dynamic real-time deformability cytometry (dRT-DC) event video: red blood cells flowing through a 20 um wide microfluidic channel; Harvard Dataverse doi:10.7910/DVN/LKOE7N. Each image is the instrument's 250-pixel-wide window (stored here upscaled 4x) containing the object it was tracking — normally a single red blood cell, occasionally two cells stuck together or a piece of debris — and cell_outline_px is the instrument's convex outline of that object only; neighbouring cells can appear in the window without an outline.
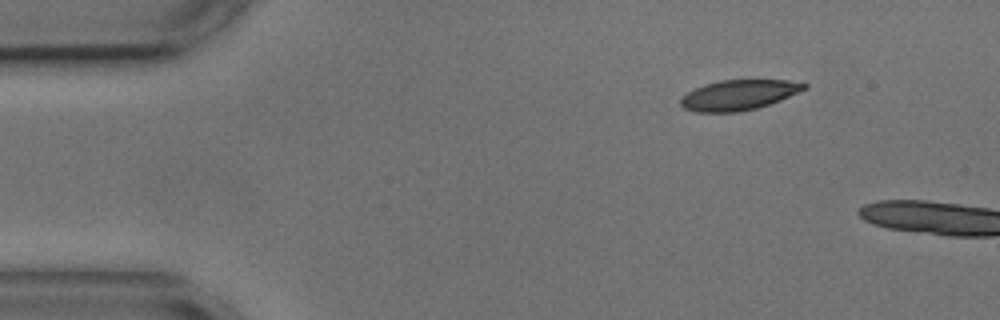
{"species": "common noctule bat (a hibernating species)", "species_latin": "Nyctalus noctula", "temperature_condition": "cold", "stored_images_in_passage": 2, "camera_frame_rate_fps": 3000, "um_per_image_px": 0.085, "animal": {"sex": "male", "body_mass_g": 17.9, "forearm_length_mm": 54.2}, "frame": {"image": 1, "passage_image": 1, "time_ms": 0.0, "image_size_px": [1000, 320], "cell_outline_px": [[808, 88], [780, 100], [756, 108], [736, 112], [696, 112], [684, 108], [680, 104], [680, 100], [688, 92], [704, 84], [720, 80], [788, 80], [808, 84]], "centroid_in_image_um": [62.8, 8.07], "position_along_channel_um": 22.2, "area_um2": 21.56}}